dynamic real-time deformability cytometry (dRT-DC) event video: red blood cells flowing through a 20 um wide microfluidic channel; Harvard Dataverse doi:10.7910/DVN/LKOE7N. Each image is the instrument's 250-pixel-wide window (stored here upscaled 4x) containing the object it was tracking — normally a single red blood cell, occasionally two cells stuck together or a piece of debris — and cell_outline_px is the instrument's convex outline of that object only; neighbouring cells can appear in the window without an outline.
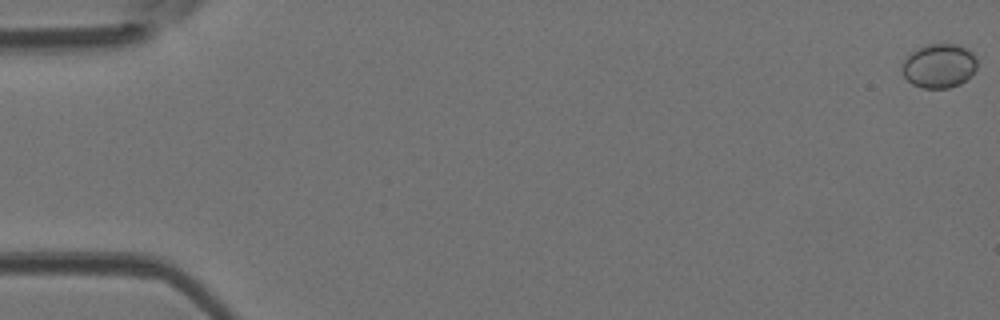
{"species": "Egyptian fruit bat (a non-hibernating species)", "species_latin": "Rousettus aegyptiacus", "temperature_condition": "room temperature", "stored_images_in_passage": 49, "camera_frame_rate_fps": 3000, "um_per_image_px": 0.085, "animal": {"sex": "female"}, "frame": {"image": 1, "passage_image": 1, "time_ms": 0.0, "image_size_px": [1000, 320], "cell_outline_px": [[976, 68], [960, 84], [948, 88], [920, 88], [912, 84], [904, 76], [904, 60], [912, 52], [928, 44], [956, 44], [972, 52], [976, 60]], "centroid_in_image_um": [79.82, 5.61], "position_along_channel_um": 5.2, "area_um2": 18.79}}
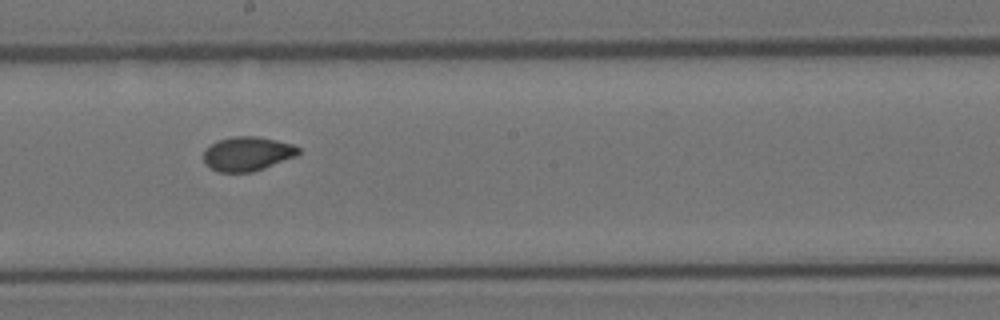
{"frame": {"image": 2, "passage_image": 28, "time_ms": 9.0, "image_size_px": [1000, 320], "cell_outline_px": [[300, 152], [296, 156], [264, 168], [252, 172], [220, 172], [204, 164], [204, 152], [216, 140], [232, 136], [256, 136], [276, 140], [292, 144], [300, 148]], "centroid_in_image_um": [21.03, 13.06], "position_along_channel_um": 227.2, "area_um2": 18.84}}
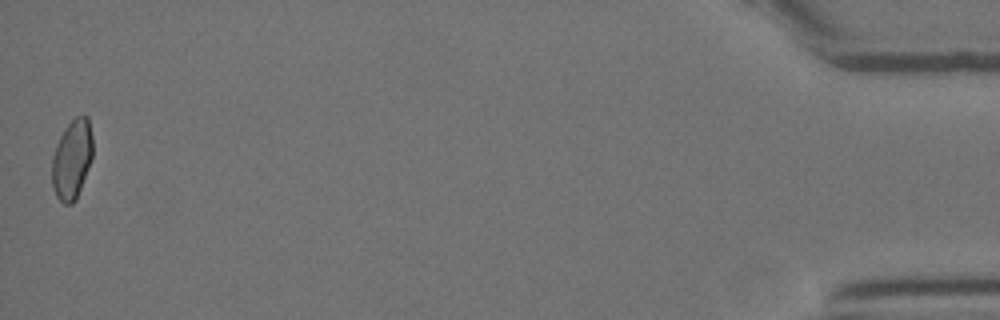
{"frame": {"image": 3, "passage_image": 49, "time_ms": 16.0, "image_size_px": [1000, 320], "cell_outline_px": [[92, 156], [88, 168], [76, 200], [72, 204], [64, 204], [56, 196], [52, 184], [52, 156], [56, 144], [60, 136], [68, 124], [76, 116], [84, 112], [88, 116], [92, 136]], "centroid_in_image_um": [6.12, 13.51], "position_along_channel_um": 429.1, "area_um2": 18.96}, "authors_computed_cell_mechanics": {"area_um2": 18.785, "velocity_mm_per_s": 4.2202, "shape_relaxation_time_tau1_ms": 3.7833, "shape_relaxation_time_tau2_ms": 1.0521, "deformation_change_tau1": 0.1053, "deformation_change_tau2": 0.0492}}